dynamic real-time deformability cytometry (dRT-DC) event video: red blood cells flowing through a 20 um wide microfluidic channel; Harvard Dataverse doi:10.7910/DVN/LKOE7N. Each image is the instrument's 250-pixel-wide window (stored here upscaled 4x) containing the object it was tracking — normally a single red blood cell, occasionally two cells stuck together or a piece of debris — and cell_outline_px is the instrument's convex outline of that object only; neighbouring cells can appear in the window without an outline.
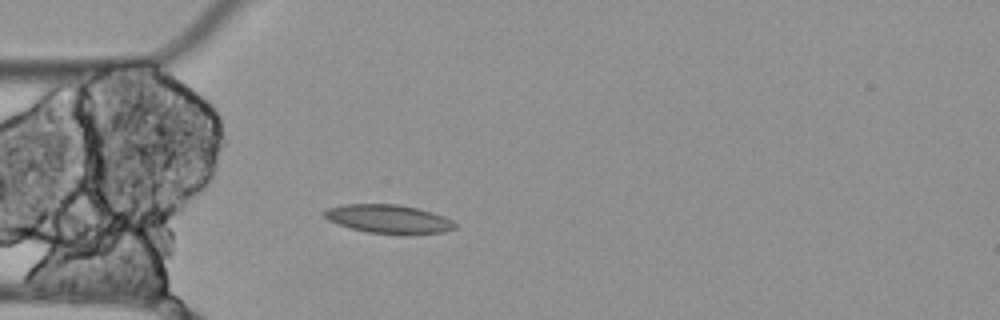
{"species": "Egyptian fruit bat (a non-hibernating species)", "species_latin": "Rousettus aegyptiacus", "temperature_condition": "cold", "stored_images_in_passage": 5, "camera_frame_rate_fps": 3000, "um_per_image_px": 0.085, "animal": {"sex": "female"}, "frame": {"image": 1, "passage_image": 5, "time_ms": 1.333, "image_size_px": [1000, 320], "cell_outline_px": [[456, 228], [444, 232], [408, 236], [404, 236], [368, 232], [352, 228], [328, 220], [320, 212], [328, 208], [344, 204], [396, 204], [416, 208], [432, 212], [444, 216], [452, 220], [456, 224]], "centroid_in_image_um": [33.06, 18.64], "position_along_channel_um": 51.9, "area_um2": 22.2}}